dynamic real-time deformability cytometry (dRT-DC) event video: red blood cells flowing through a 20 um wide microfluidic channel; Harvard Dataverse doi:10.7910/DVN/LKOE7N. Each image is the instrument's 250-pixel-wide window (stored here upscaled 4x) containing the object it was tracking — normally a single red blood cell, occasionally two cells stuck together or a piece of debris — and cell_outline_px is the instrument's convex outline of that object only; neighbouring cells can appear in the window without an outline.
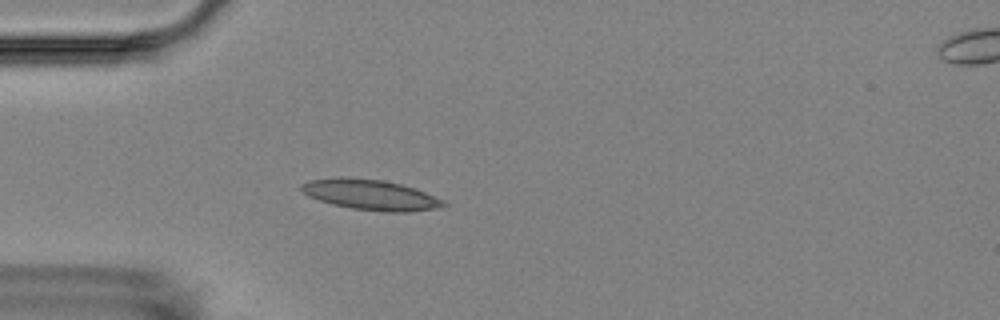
{"species": "Egyptian fruit bat (a non-hibernating species)", "species_latin": "Rousettus aegyptiacus", "temperature_condition": "room temperature", "stored_images_in_passage": 3, "camera_frame_rate_fps": 3000, "um_per_image_px": 0.085, "animal": {"sex": "female"}, "frame": {"image": 1, "passage_image": 3, "time_ms": 2.333, "image_size_px": [1000, 320], "cell_outline_px": [[448, 204], [444, 208], [408, 212], [384, 212], [352, 208], [332, 204], [308, 196], [300, 192], [300, 184], [308, 180], [384, 180], [416, 188], [444, 200]], "centroid_in_image_um": [31.61, 16.61], "position_along_channel_um": 53.4, "area_um2": 24.57}}